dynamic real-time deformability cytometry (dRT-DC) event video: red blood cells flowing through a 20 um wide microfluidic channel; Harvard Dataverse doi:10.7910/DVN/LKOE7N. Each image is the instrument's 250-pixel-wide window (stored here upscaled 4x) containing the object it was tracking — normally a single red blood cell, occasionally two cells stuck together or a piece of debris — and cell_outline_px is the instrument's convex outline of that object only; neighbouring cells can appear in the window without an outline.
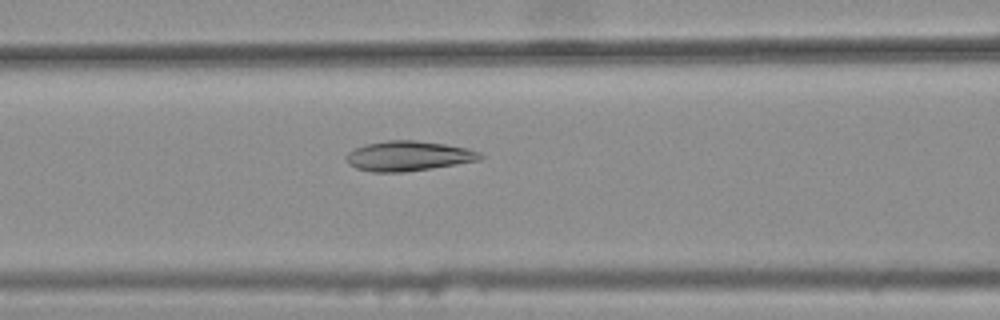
{"species": "common noctule bat (a hibernating species)", "species_latin": "Nyctalus noctula", "temperature_condition": "warm", "stored_images_in_passage": 36, "camera_frame_rate_fps": 3000, "um_per_image_px": 0.085, "animal": {"sex": "female", "body_mass_g": 25.1}, "frame": {"image": 1, "passage_image": 11, "time_ms": 3.333, "image_size_px": [1000, 320], "cell_outline_px": [[484, 156], [480, 160], [456, 164], [404, 172], [372, 172], [356, 168], [348, 164], [344, 156], [348, 152], [364, 144], [388, 140], [416, 140], [444, 144], [468, 148], [480, 152]], "centroid_in_image_um": [34.69, 13.25], "position_along_channel_um": 131.9, "area_um2": 23.41}}
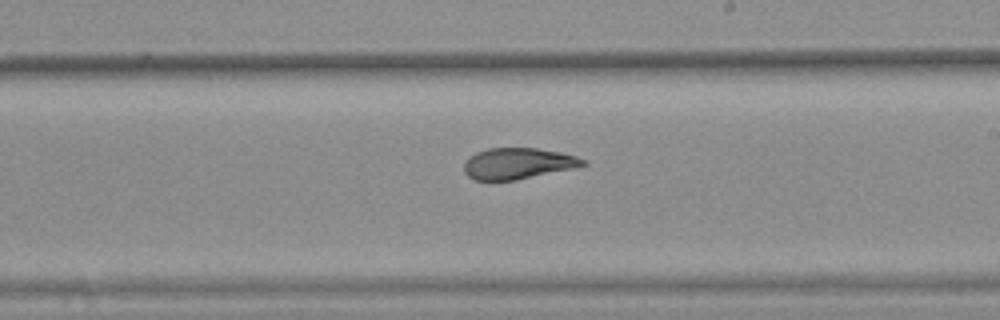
{"frame": {"image": 2, "passage_image": 20, "time_ms": 6.333, "image_size_px": [1000, 320], "cell_outline_px": [[588, 164], [572, 168], [516, 180], [472, 180], [464, 172], [464, 164], [468, 156], [476, 152], [488, 148], [536, 148], [560, 152], [576, 156], [588, 160]], "centroid_in_image_um": [44.0, 13.89], "position_along_channel_um": 245.0, "area_um2": 21.62}}
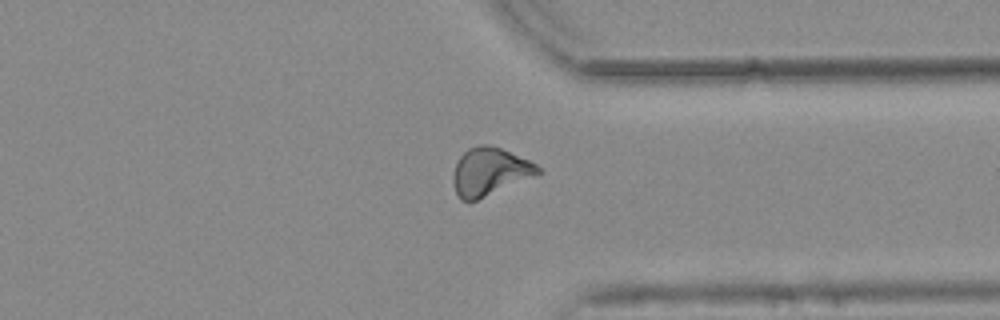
{"frame": {"image": 3, "passage_image": 30, "time_ms": 9.667, "image_size_px": [1000, 320], "cell_outline_px": [[544, 172], [476, 200], [460, 200], [456, 192], [452, 180], [452, 176], [456, 164], [460, 156], [468, 148], [480, 144], [488, 144], [500, 148], [528, 160], [536, 164]], "centroid_in_image_um": [41.61, 14.58], "position_along_channel_um": 369.8, "area_um2": 23.35}, "authors_computed_cell_mechanics": {"area_um2": 22.6865, "velocity_mm_per_s": 3.7812, "shape_relaxation_time_tau1_ms": null, "shape_relaxation_time_tau2_ms": 1.373, "deformation_change_tau1": null, "deformation_change_tau2": 0.0691}}